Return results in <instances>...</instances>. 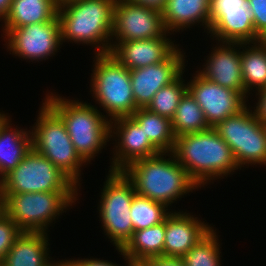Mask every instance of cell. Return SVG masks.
Instances as JSON below:
<instances>
[{
  "label": "cell",
  "instance_id": "obj_1",
  "mask_svg": "<svg viewBox=\"0 0 266 266\" xmlns=\"http://www.w3.org/2000/svg\"><path fill=\"white\" fill-rule=\"evenodd\" d=\"M172 153L199 188L239 169L229 145L212 127L177 136Z\"/></svg>",
  "mask_w": 266,
  "mask_h": 266
},
{
  "label": "cell",
  "instance_id": "obj_2",
  "mask_svg": "<svg viewBox=\"0 0 266 266\" xmlns=\"http://www.w3.org/2000/svg\"><path fill=\"white\" fill-rule=\"evenodd\" d=\"M122 171L132 181L136 194L166 207L199 188L172 152L138 159Z\"/></svg>",
  "mask_w": 266,
  "mask_h": 266
},
{
  "label": "cell",
  "instance_id": "obj_3",
  "mask_svg": "<svg viewBox=\"0 0 266 266\" xmlns=\"http://www.w3.org/2000/svg\"><path fill=\"white\" fill-rule=\"evenodd\" d=\"M115 2L116 0L59 1L57 16L62 43L68 40L89 44L97 48L95 54L109 53Z\"/></svg>",
  "mask_w": 266,
  "mask_h": 266
},
{
  "label": "cell",
  "instance_id": "obj_4",
  "mask_svg": "<svg viewBox=\"0 0 266 266\" xmlns=\"http://www.w3.org/2000/svg\"><path fill=\"white\" fill-rule=\"evenodd\" d=\"M44 102L62 119L81 159L88 163L109 142L110 120L97 107L51 93ZM109 139V140H108Z\"/></svg>",
  "mask_w": 266,
  "mask_h": 266
},
{
  "label": "cell",
  "instance_id": "obj_5",
  "mask_svg": "<svg viewBox=\"0 0 266 266\" xmlns=\"http://www.w3.org/2000/svg\"><path fill=\"white\" fill-rule=\"evenodd\" d=\"M77 191L1 194L3 211L23 232L47 233L48 225L78 200Z\"/></svg>",
  "mask_w": 266,
  "mask_h": 266
},
{
  "label": "cell",
  "instance_id": "obj_6",
  "mask_svg": "<svg viewBox=\"0 0 266 266\" xmlns=\"http://www.w3.org/2000/svg\"><path fill=\"white\" fill-rule=\"evenodd\" d=\"M95 59L90 92L110 121L131 116L138 107L133 97L130 70L109 53L96 54Z\"/></svg>",
  "mask_w": 266,
  "mask_h": 266
},
{
  "label": "cell",
  "instance_id": "obj_7",
  "mask_svg": "<svg viewBox=\"0 0 266 266\" xmlns=\"http://www.w3.org/2000/svg\"><path fill=\"white\" fill-rule=\"evenodd\" d=\"M42 104L36 124L32 126V148L80 186V169L85 162L75 150L62 119L45 102Z\"/></svg>",
  "mask_w": 266,
  "mask_h": 266
},
{
  "label": "cell",
  "instance_id": "obj_8",
  "mask_svg": "<svg viewBox=\"0 0 266 266\" xmlns=\"http://www.w3.org/2000/svg\"><path fill=\"white\" fill-rule=\"evenodd\" d=\"M106 177L99 201V218L110 242L116 249H122L134 232L130 207L136 192L132 181L123 171L109 170Z\"/></svg>",
  "mask_w": 266,
  "mask_h": 266
},
{
  "label": "cell",
  "instance_id": "obj_9",
  "mask_svg": "<svg viewBox=\"0 0 266 266\" xmlns=\"http://www.w3.org/2000/svg\"><path fill=\"white\" fill-rule=\"evenodd\" d=\"M78 190L65 173L33 148L0 180V194Z\"/></svg>",
  "mask_w": 266,
  "mask_h": 266
},
{
  "label": "cell",
  "instance_id": "obj_10",
  "mask_svg": "<svg viewBox=\"0 0 266 266\" xmlns=\"http://www.w3.org/2000/svg\"><path fill=\"white\" fill-rule=\"evenodd\" d=\"M212 128L229 145L240 170L246 164L266 165V130L248 106Z\"/></svg>",
  "mask_w": 266,
  "mask_h": 266
},
{
  "label": "cell",
  "instance_id": "obj_11",
  "mask_svg": "<svg viewBox=\"0 0 266 266\" xmlns=\"http://www.w3.org/2000/svg\"><path fill=\"white\" fill-rule=\"evenodd\" d=\"M210 36L219 42L253 43L262 39L255 33L248 0H210Z\"/></svg>",
  "mask_w": 266,
  "mask_h": 266
},
{
  "label": "cell",
  "instance_id": "obj_12",
  "mask_svg": "<svg viewBox=\"0 0 266 266\" xmlns=\"http://www.w3.org/2000/svg\"><path fill=\"white\" fill-rule=\"evenodd\" d=\"M167 34L161 11L135 5L127 0H116L113 11L111 48L117 42L148 40ZM113 39L116 41L113 42Z\"/></svg>",
  "mask_w": 266,
  "mask_h": 266
},
{
  "label": "cell",
  "instance_id": "obj_13",
  "mask_svg": "<svg viewBox=\"0 0 266 266\" xmlns=\"http://www.w3.org/2000/svg\"><path fill=\"white\" fill-rule=\"evenodd\" d=\"M3 29L4 35L7 36L5 39H8L7 49L26 60H46L52 54L55 55L62 45L58 16L49 22Z\"/></svg>",
  "mask_w": 266,
  "mask_h": 266
},
{
  "label": "cell",
  "instance_id": "obj_14",
  "mask_svg": "<svg viewBox=\"0 0 266 266\" xmlns=\"http://www.w3.org/2000/svg\"><path fill=\"white\" fill-rule=\"evenodd\" d=\"M196 73L187 83V91L203 110L209 127H214L247 106V100L240 92L211 82Z\"/></svg>",
  "mask_w": 266,
  "mask_h": 266
},
{
  "label": "cell",
  "instance_id": "obj_15",
  "mask_svg": "<svg viewBox=\"0 0 266 266\" xmlns=\"http://www.w3.org/2000/svg\"><path fill=\"white\" fill-rule=\"evenodd\" d=\"M177 48L165 61L144 68L130 70V79L135 104L146 108L154 95L175 81L185 69V56Z\"/></svg>",
  "mask_w": 266,
  "mask_h": 266
},
{
  "label": "cell",
  "instance_id": "obj_16",
  "mask_svg": "<svg viewBox=\"0 0 266 266\" xmlns=\"http://www.w3.org/2000/svg\"><path fill=\"white\" fill-rule=\"evenodd\" d=\"M110 134H112L110 138L118 137L117 146H114L116 149L110 166L111 171H122L138 159L153 157L161 153L145 135L143 127L131 116L110 121Z\"/></svg>",
  "mask_w": 266,
  "mask_h": 266
},
{
  "label": "cell",
  "instance_id": "obj_17",
  "mask_svg": "<svg viewBox=\"0 0 266 266\" xmlns=\"http://www.w3.org/2000/svg\"><path fill=\"white\" fill-rule=\"evenodd\" d=\"M221 43L220 46H216L211 51L205 62L206 64L203 65L205 68L197 72L209 81L238 91L245 97L240 51L241 43Z\"/></svg>",
  "mask_w": 266,
  "mask_h": 266
},
{
  "label": "cell",
  "instance_id": "obj_18",
  "mask_svg": "<svg viewBox=\"0 0 266 266\" xmlns=\"http://www.w3.org/2000/svg\"><path fill=\"white\" fill-rule=\"evenodd\" d=\"M189 213L173 212L165 218L163 256L182 258L213 228Z\"/></svg>",
  "mask_w": 266,
  "mask_h": 266
},
{
  "label": "cell",
  "instance_id": "obj_19",
  "mask_svg": "<svg viewBox=\"0 0 266 266\" xmlns=\"http://www.w3.org/2000/svg\"><path fill=\"white\" fill-rule=\"evenodd\" d=\"M166 36L168 35L148 40L117 42L109 54L128 70L162 63L178 48Z\"/></svg>",
  "mask_w": 266,
  "mask_h": 266
},
{
  "label": "cell",
  "instance_id": "obj_20",
  "mask_svg": "<svg viewBox=\"0 0 266 266\" xmlns=\"http://www.w3.org/2000/svg\"><path fill=\"white\" fill-rule=\"evenodd\" d=\"M209 11L210 0H167L162 11L163 23L169 34L200 22L209 31Z\"/></svg>",
  "mask_w": 266,
  "mask_h": 266
},
{
  "label": "cell",
  "instance_id": "obj_21",
  "mask_svg": "<svg viewBox=\"0 0 266 266\" xmlns=\"http://www.w3.org/2000/svg\"><path fill=\"white\" fill-rule=\"evenodd\" d=\"M10 122L6 114L0 119V180L15 169L32 148L30 130H13Z\"/></svg>",
  "mask_w": 266,
  "mask_h": 266
},
{
  "label": "cell",
  "instance_id": "obj_22",
  "mask_svg": "<svg viewBox=\"0 0 266 266\" xmlns=\"http://www.w3.org/2000/svg\"><path fill=\"white\" fill-rule=\"evenodd\" d=\"M47 235L44 232H22L1 261V266H44L51 259Z\"/></svg>",
  "mask_w": 266,
  "mask_h": 266
},
{
  "label": "cell",
  "instance_id": "obj_23",
  "mask_svg": "<svg viewBox=\"0 0 266 266\" xmlns=\"http://www.w3.org/2000/svg\"><path fill=\"white\" fill-rule=\"evenodd\" d=\"M164 238L165 219L160 224L134 231L126 245L117 251L133 263H144L151 257L163 256Z\"/></svg>",
  "mask_w": 266,
  "mask_h": 266
},
{
  "label": "cell",
  "instance_id": "obj_24",
  "mask_svg": "<svg viewBox=\"0 0 266 266\" xmlns=\"http://www.w3.org/2000/svg\"><path fill=\"white\" fill-rule=\"evenodd\" d=\"M59 0H12L3 28L49 22L57 16Z\"/></svg>",
  "mask_w": 266,
  "mask_h": 266
},
{
  "label": "cell",
  "instance_id": "obj_25",
  "mask_svg": "<svg viewBox=\"0 0 266 266\" xmlns=\"http://www.w3.org/2000/svg\"><path fill=\"white\" fill-rule=\"evenodd\" d=\"M246 46L247 43H241L242 49L245 48L241 51V63L245 98L247 99L246 95L250 94L249 91L253 87L257 91L266 88V40L248 43L247 48Z\"/></svg>",
  "mask_w": 266,
  "mask_h": 266
},
{
  "label": "cell",
  "instance_id": "obj_26",
  "mask_svg": "<svg viewBox=\"0 0 266 266\" xmlns=\"http://www.w3.org/2000/svg\"><path fill=\"white\" fill-rule=\"evenodd\" d=\"M131 117L143 127L145 135L160 152L173 151L176 137L170 119L153 113L147 108H138Z\"/></svg>",
  "mask_w": 266,
  "mask_h": 266
},
{
  "label": "cell",
  "instance_id": "obj_27",
  "mask_svg": "<svg viewBox=\"0 0 266 266\" xmlns=\"http://www.w3.org/2000/svg\"><path fill=\"white\" fill-rule=\"evenodd\" d=\"M171 126L175 137L196 133L209 129L203 110L187 91L181 98L173 118Z\"/></svg>",
  "mask_w": 266,
  "mask_h": 266
},
{
  "label": "cell",
  "instance_id": "obj_28",
  "mask_svg": "<svg viewBox=\"0 0 266 266\" xmlns=\"http://www.w3.org/2000/svg\"><path fill=\"white\" fill-rule=\"evenodd\" d=\"M167 211L168 207L164 204L135 194L130 207V217L134 231L160 224L170 213Z\"/></svg>",
  "mask_w": 266,
  "mask_h": 266
},
{
  "label": "cell",
  "instance_id": "obj_29",
  "mask_svg": "<svg viewBox=\"0 0 266 266\" xmlns=\"http://www.w3.org/2000/svg\"><path fill=\"white\" fill-rule=\"evenodd\" d=\"M183 73L172 83L163 86L146 107L149 111L172 119L181 98L187 92V84L183 83Z\"/></svg>",
  "mask_w": 266,
  "mask_h": 266
},
{
  "label": "cell",
  "instance_id": "obj_30",
  "mask_svg": "<svg viewBox=\"0 0 266 266\" xmlns=\"http://www.w3.org/2000/svg\"><path fill=\"white\" fill-rule=\"evenodd\" d=\"M218 241V236L212 229L182 257L186 266H221V247Z\"/></svg>",
  "mask_w": 266,
  "mask_h": 266
},
{
  "label": "cell",
  "instance_id": "obj_31",
  "mask_svg": "<svg viewBox=\"0 0 266 266\" xmlns=\"http://www.w3.org/2000/svg\"><path fill=\"white\" fill-rule=\"evenodd\" d=\"M22 232L4 211L0 213V262L7 255Z\"/></svg>",
  "mask_w": 266,
  "mask_h": 266
},
{
  "label": "cell",
  "instance_id": "obj_32",
  "mask_svg": "<svg viewBox=\"0 0 266 266\" xmlns=\"http://www.w3.org/2000/svg\"><path fill=\"white\" fill-rule=\"evenodd\" d=\"M253 13L255 33L266 40V0H248Z\"/></svg>",
  "mask_w": 266,
  "mask_h": 266
},
{
  "label": "cell",
  "instance_id": "obj_33",
  "mask_svg": "<svg viewBox=\"0 0 266 266\" xmlns=\"http://www.w3.org/2000/svg\"><path fill=\"white\" fill-rule=\"evenodd\" d=\"M146 266H186L183 258L170 256H157L147 259Z\"/></svg>",
  "mask_w": 266,
  "mask_h": 266
},
{
  "label": "cell",
  "instance_id": "obj_34",
  "mask_svg": "<svg viewBox=\"0 0 266 266\" xmlns=\"http://www.w3.org/2000/svg\"><path fill=\"white\" fill-rule=\"evenodd\" d=\"M258 92V94H257ZM256 92L258 95L257 106L254 107L253 115L263 124L266 123V88Z\"/></svg>",
  "mask_w": 266,
  "mask_h": 266
},
{
  "label": "cell",
  "instance_id": "obj_35",
  "mask_svg": "<svg viewBox=\"0 0 266 266\" xmlns=\"http://www.w3.org/2000/svg\"><path fill=\"white\" fill-rule=\"evenodd\" d=\"M125 261L127 262L126 264H128L127 266H129V264H131L132 262L129 261L126 257ZM71 266H119L118 264H115L113 262H109L108 260H100V259H77V260H70ZM125 264V266H126ZM123 266V265H122Z\"/></svg>",
  "mask_w": 266,
  "mask_h": 266
},
{
  "label": "cell",
  "instance_id": "obj_36",
  "mask_svg": "<svg viewBox=\"0 0 266 266\" xmlns=\"http://www.w3.org/2000/svg\"><path fill=\"white\" fill-rule=\"evenodd\" d=\"M127 1L135 5L153 8L161 12L164 10L167 3V0H127Z\"/></svg>",
  "mask_w": 266,
  "mask_h": 266
},
{
  "label": "cell",
  "instance_id": "obj_37",
  "mask_svg": "<svg viewBox=\"0 0 266 266\" xmlns=\"http://www.w3.org/2000/svg\"><path fill=\"white\" fill-rule=\"evenodd\" d=\"M12 0H0V20H4L8 15Z\"/></svg>",
  "mask_w": 266,
  "mask_h": 266
},
{
  "label": "cell",
  "instance_id": "obj_38",
  "mask_svg": "<svg viewBox=\"0 0 266 266\" xmlns=\"http://www.w3.org/2000/svg\"><path fill=\"white\" fill-rule=\"evenodd\" d=\"M44 266H71L70 260H61L57 262L48 261Z\"/></svg>",
  "mask_w": 266,
  "mask_h": 266
},
{
  "label": "cell",
  "instance_id": "obj_39",
  "mask_svg": "<svg viewBox=\"0 0 266 266\" xmlns=\"http://www.w3.org/2000/svg\"><path fill=\"white\" fill-rule=\"evenodd\" d=\"M129 266H146L144 263H131Z\"/></svg>",
  "mask_w": 266,
  "mask_h": 266
},
{
  "label": "cell",
  "instance_id": "obj_40",
  "mask_svg": "<svg viewBox=\"0 0 266 266\" xmlns=\"http://www.w3.org/2000/svg\"><path fill=\"white\" fill-rule=\"evenodd\" d=\"M3 211V199L0 194V213Z\"/></svg>",
  "mask_w": 266,
  "mask_h": 266
},
{
  "label": "cell",
  "instance_id": "obj_41",
  "mask_svg": "<svg viewBox=\"0 0 266 266\" xmlns=\"http://www.w3.org/2000/svg\"><path fill=\"white\" fill-rule=\"evenodd\" d=\"M4 115H5L4 113L2 114V113L0 112V119H1Z\"/></svg>",
  "mask_w": 266,
  "mask_h": 266
}]
</instances>
